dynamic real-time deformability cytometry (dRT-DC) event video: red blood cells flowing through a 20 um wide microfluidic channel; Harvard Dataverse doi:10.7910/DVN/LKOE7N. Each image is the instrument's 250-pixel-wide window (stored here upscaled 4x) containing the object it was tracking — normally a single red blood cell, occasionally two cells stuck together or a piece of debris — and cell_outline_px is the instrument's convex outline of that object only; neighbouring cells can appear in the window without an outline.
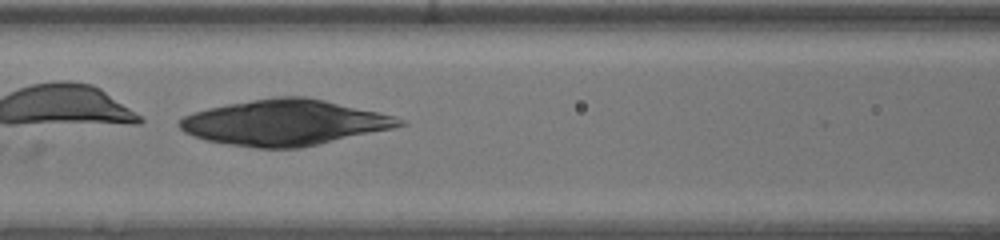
{"species": "human", "species_latin": "Homo sapiens", "temperature_condition": "warm", "stored_images_in_passage": 37, "camera_frame_rate_fps": 3000, "um_per_image_px": 0.085, "donor": {"sex": "male"}, "frame": {"image": 1, "passage_image": 20, "time_ms": 6.333, "image_size_px": [1000, 240], "cell_outline_px": [[408, 124], [392, 128], [300, 148], [256, 148], [208, 140], [184, 132], [176, 124], [184, 116], [192, 112], [208, 108], [228, 104], [272, 96], [308, 96], [376, 112], [408, 120]], "centroid_in_image_um": [24.18, 10.4], "position_along_channel_um": 142.4, "area_um2": 58.03}}
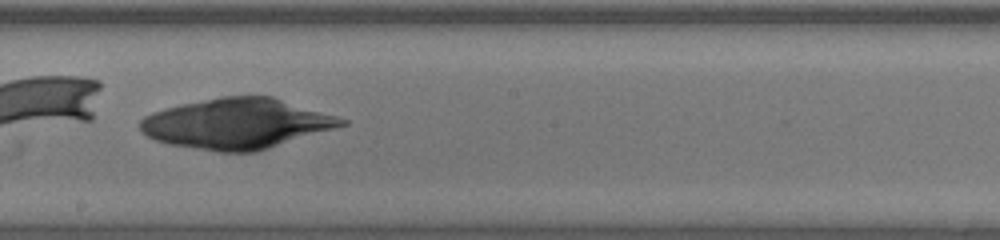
{"frame": {"image": 2, "passage_image": 26, "time_ms": 8.333, "image_size_px": [1000, 240], "cell_outline_px": [[348, 124], [256, 152], [216, 152], [168, 144], [156, 140], [140, 132], [140, 120], [144, 116], [152, 112], [180, 104], [220, 96], [272, 96], [336, 116], [348, 120]], "centroid_in_image_um": [20.1, 10.51], "position_along_channel_um": 228.1, "area_um2": 58.96}}
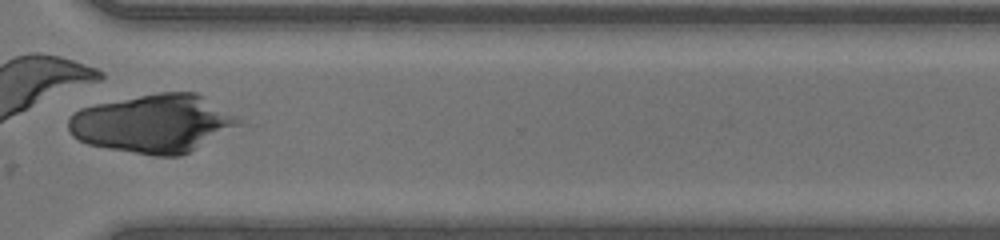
{"frame": {"image": 3, "passage_image": 35, "time_ms": 11.333, "image_size_px": [1000, 240], "cell_outline_px": [[248, 124], [180, 156], [156, 156], [108, 148], [88, 144], [72, 136], [68, 128], [68, 120], [72, 112], [80, 108], [96, 104], [160, 92], [196, 92], [204, 96], [236, 116]], "centroid_in_image_um": [13.08, 10.5], "position_along_channel_um": 357.5, "area_um2": 58.09}}